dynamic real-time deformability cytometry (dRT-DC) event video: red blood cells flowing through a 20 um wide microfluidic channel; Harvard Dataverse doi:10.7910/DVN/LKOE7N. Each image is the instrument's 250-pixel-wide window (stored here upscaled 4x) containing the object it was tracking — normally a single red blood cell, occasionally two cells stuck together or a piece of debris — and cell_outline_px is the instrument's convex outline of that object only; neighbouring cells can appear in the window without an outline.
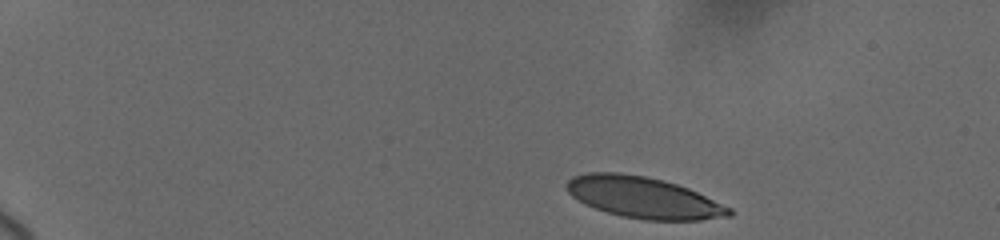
{"species": "human", "species_latin": "Homo sapiens", "temperature_condition": "cold", "stored_images_in_passage": 12, "camera_frame_rate_fps": 3000, "um_per_image_px": 0.085, "donor": {"sex": "female"}, "frame": {"image": 1, "passage_image": 1, "time_ms": 0.0, "image_size_px": [1000, 240], "cell_outline_px": [[732, 216], [700, 220], [644, 220], [624, 216], [608, 212], [584, 204], [572, 196], [568, 192], [564, 184], [572, 176], [588, 172], [620, 172], [648, 176], [664, 180], [688, 188], [732, 208]], "centroid_in_image_um": [54.68, 16.77], "position_along_channel_um": 30.3, "area_um2": 39.19}}
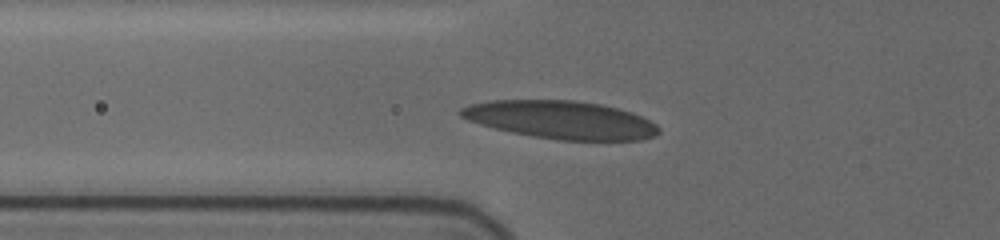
{"frame": {"image": 2, "passage_image": 9, "time_ms": 4.333, "image_size_px": [1000, 240], "cell_outline_px": [[660, 132], [656, 136], [640, 140], [556, 140], [532, 136], [512, 132], [480, 124], [468, 120], [460, 116], [456, 112], [460, 108], [468, 104], [492, 100], [572, 100], [600, 104], [632, 112], [656, 124], [660, 128]], "centroid_in_image_um": [47.66, 10.18], "position_along_channel_um": 78.1, "area_um2": 43.87}}
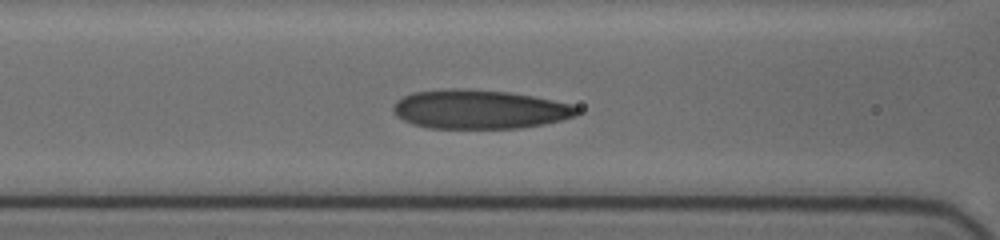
{"frame": {"image": 3, "passage_image": 12, "time_ms": 5.667, "image_size_px": [1000, 240], "cell_outline_px": [[580, 112], [576, 116], [544, 124], [520, 128], [428, 128], [412, 124], [396, 116], [392, 112], [392, 108], [396, 100], [412, 92], [452, 88], [456, 88], [508, 92], [532, 96], [572, 104], [580, 108]], "centroid_in_image_um": [40.74, 9.3], "position_along_channel_um": 125.9, "area_um2": 41.91}}